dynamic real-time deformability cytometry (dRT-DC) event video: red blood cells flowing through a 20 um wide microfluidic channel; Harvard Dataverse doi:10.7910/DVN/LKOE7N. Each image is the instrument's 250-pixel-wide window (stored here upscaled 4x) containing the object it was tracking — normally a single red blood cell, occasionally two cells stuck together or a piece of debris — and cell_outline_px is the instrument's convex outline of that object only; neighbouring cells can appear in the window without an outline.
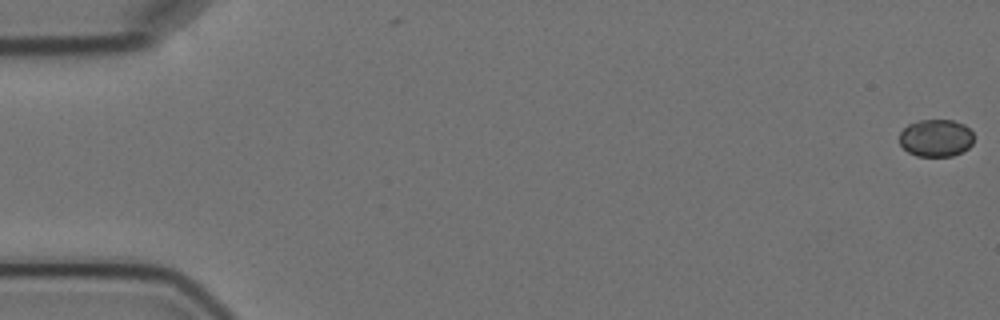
{"species": "Egyptian fruit bat (a non-hibernating species)", "species_latin": "Rousettus aegyptiacus", "temperature_condition": "cold", "stored_images_in_passage": 5, "camera_frame_rate_fps": 3000, "um_per_image_px": 0.085, "animal": {"sex": "female"}, "frame": {"image": 1, "passage_image": 1, "time_ms": 0.0, "image_size_px": [1000, 320], "cell_outline_px": [[972, 144], [968, 148], [952, 156], [916, 156], [908, 152], [900, 144], [900, 132], [908, 124], [920, 120], [952, 120], [964, 124], [972, 132]], "centroid_in_image_um": [79.54, 11.73], "position_along_channel_um": 5.5, "area_um2": 16.13}}
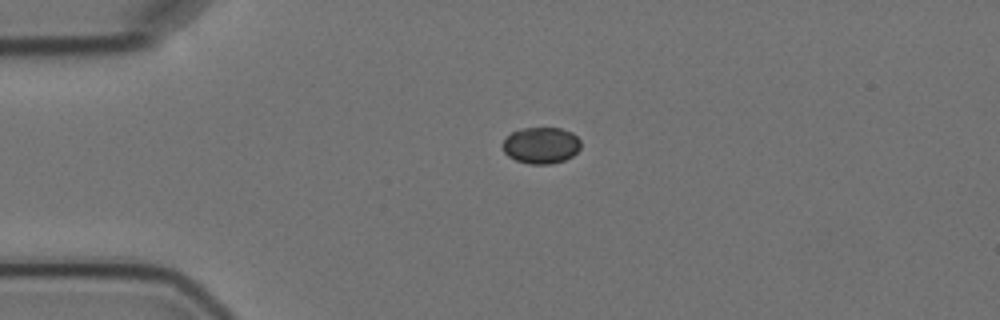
{"frame": {"image": 2, "passage_image": 4, "time_ms": 4.333, "image_size_px": [1000, 320], "cell_outline_px": [[580, 148], [572, 156], [564, 160], [552, 164], [532, 164], [516, 160], [508, 156], [504, 152], [500, 144], [512, 132], [520, 128], [560, 128], [572, 132], [580, 140]], "centroid_in_image_um": [45.98, 12.35], "position_along_channel_um": 39.0, "area_um2": 16.65}}